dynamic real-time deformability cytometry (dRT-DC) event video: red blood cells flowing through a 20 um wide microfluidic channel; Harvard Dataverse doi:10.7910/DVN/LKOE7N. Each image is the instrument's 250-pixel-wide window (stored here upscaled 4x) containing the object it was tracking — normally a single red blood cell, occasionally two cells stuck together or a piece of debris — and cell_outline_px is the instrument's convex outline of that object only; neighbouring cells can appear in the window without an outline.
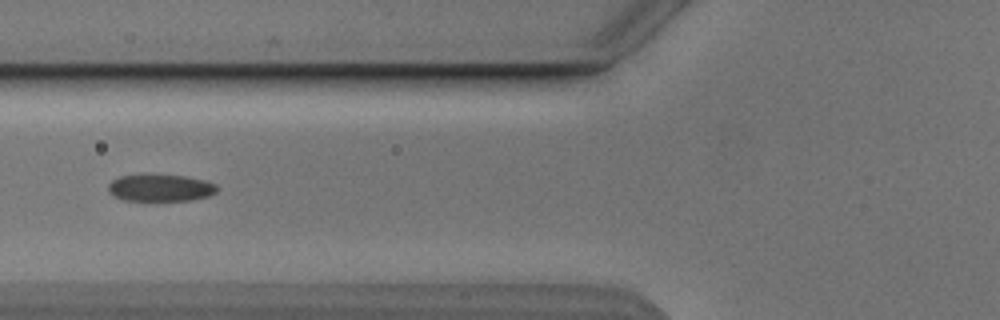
{"species": "Egyptian fruit bat (a non-hibernating species)", "species_latin": "Rousettus aegyptiacus", "temperature_condition": "cold", "stored_images_in_passage": 3, "camera_frame_rate_fps": 3000, "um_per_image_px": 0.085, "animal": {"sex": "male"}, "frame": {"image": 1, "passage_image": 3, "time_ms": 2.333, "image_size_px": [1000, 320], "cell_outline_px": [[216, 192], [208, 196], [192, 200], [124, 200], [108, 192], [108, 184], [112, 180], [120, 176], [184, 176], [204, 180], [216, 184]], "centroid_in_image_um": [13.64, 15.98], "position_along_channel_um": 112.2, "area_um2": 16.59}}